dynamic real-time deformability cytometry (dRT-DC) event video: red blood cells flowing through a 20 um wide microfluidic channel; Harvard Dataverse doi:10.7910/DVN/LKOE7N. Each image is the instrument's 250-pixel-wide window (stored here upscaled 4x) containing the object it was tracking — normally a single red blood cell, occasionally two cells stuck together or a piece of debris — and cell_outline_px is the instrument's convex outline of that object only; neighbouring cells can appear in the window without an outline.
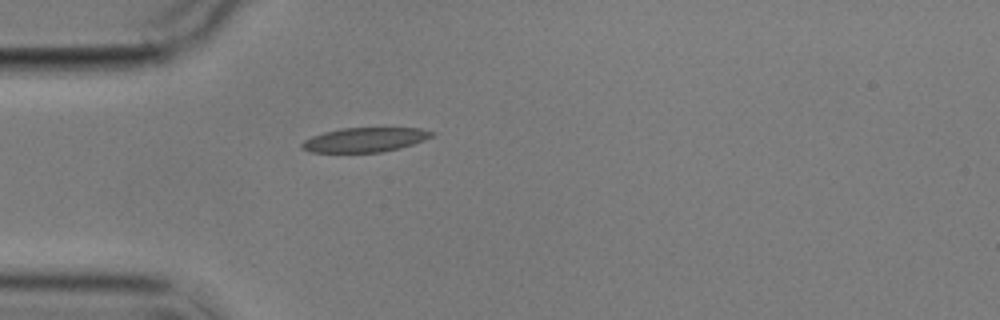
{"species": "common noctule bat (a hibernating species)", "species_latin": "Nyctalus noctula", "temperature_condition": "cold", "stored_images_in_passage": 1, "camera_frame_rate_fps": 3000, "um_per_image_px": 0.085, "animal": {"sex": "male", "body_mass_g": 17.9}, "frame": {"image": 1, "passage_image": 1, "time_ms": 0.0, "image_size_px": [1000, 320], "cell_outline_px": [[436, 132], [432, 136], [424, 140], [400, 148], [380, 152], [308, 152], [300, 148], [300, 144], [304, 140], [312, 136], [324, 132], [340, 128], [420, 128]], "centroid_in_image_um": [30.98, 11.88], "position_along_channel_um": 54.0, "area_um2": 18.5}}